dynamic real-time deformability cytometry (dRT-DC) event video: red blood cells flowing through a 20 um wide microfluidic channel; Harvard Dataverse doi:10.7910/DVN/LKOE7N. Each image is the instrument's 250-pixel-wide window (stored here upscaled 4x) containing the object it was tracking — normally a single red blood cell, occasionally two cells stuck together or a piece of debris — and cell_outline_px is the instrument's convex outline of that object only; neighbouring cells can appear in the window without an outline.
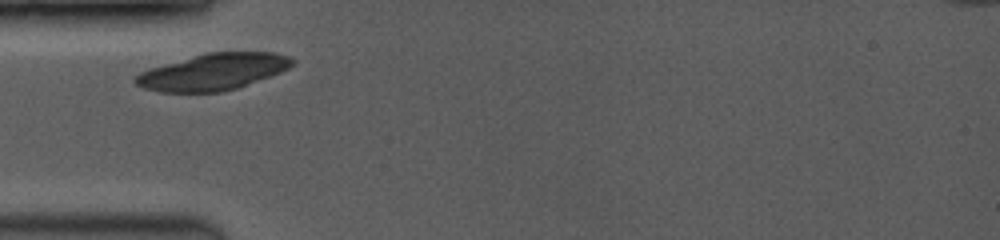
{"species": "common noctule bat (a hibernating species)", "species_latin": "Nyctalus noctula", "temperature_condition": "room temperature", "stored_images_in_passage": 2, "camera_frame_rate_fps": 3500, "um_per_image_px": 0.085, "animal": {"sex": "female", "body_mass_g": 19.0, "forearm_length_mm": 53.3}, "frame": {"image": 1, "passage_image": 1, "time_ms": 0.0, "image_size_px": [1000, 240], "cell_outline_px": [[296, 60], [288, 68], [280, 72], [236, 88], [220, 92], [160, 92], [144, 88], [136, 84], [132, 80], [140, 72], [148, 68], [204, 52], [272, 52], [288, 56]], "centroid_in_image_um": [18.06, 6.1], "position_along_channel_um": 66.9, "area_um2": 33.35}}